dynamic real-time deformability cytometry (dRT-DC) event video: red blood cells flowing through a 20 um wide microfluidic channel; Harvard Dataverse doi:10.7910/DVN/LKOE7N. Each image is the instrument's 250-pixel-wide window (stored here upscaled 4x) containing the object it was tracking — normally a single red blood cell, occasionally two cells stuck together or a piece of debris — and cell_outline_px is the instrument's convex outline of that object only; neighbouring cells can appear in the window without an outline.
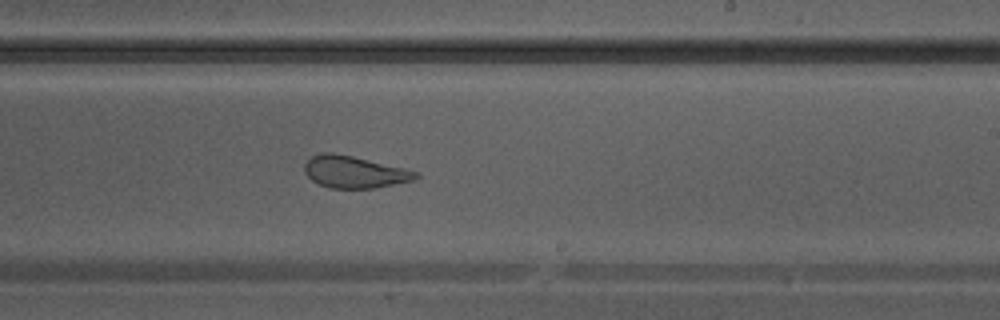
{"species": "Egyptian fruit bat (a non-hibernating species)", "species_latin": "Rousettus aegyptiacus", "temperature_condition": "warm", "stored_images_in_passage": 39, "camera_frame_rate_fps": 3000, "um_per_image_px": 0.085, "animal": {"sex": "male"}, "frame": {"image": 1, "passage_image": 23, "time_ms": 7.333, "image_size_px": [1000, 320], "cell_outline_px": [[420, 176], [412, 180], [376, 188], [332, 188], [320, 184], [312, 180], [304, 172], [304, 164], [312, 156], [324, 152], [332, 152], [352, 156], [404, 168], [420, 172]], "centroid_in_image_um": [30.12, 14.61], "position_along_channel_um": 258.9, "area_um2": 20.58}}